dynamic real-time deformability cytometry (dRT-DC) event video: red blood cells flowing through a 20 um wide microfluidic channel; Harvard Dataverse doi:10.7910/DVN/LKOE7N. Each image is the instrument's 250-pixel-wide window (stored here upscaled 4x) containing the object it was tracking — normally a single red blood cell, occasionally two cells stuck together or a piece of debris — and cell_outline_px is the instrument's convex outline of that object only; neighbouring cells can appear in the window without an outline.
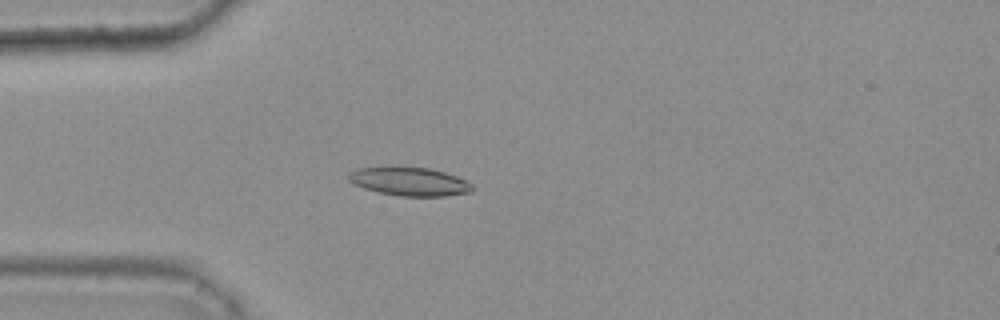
{"species": "common noctule bat (a hibernating species)", "species_latin": "Nyctalus noctula", "temperature_condition": "warm", "stored_images_in_passage": 46, "camera_frame_rate_fps": 3000, "um_per_image_px": 0.085, "animal": {"sex": "female", "body_mass_g": 25.1}, "frame": {"image": 1, "passage_image": 15, "time_ms": 4.667, "image_size_px": [1000, 320], "cell_outline_px": [[476, 188], [472, 192], [444, 196], [400, 196], [380, 192], [364, 188], [348, 180], [348, 176], [352, 172], [360, 168], [428, 168], [444, 172], [456, 176], [472, 184]], "centroid_in_image_um": [34.89, 15.45], "position_along_channel_um": 50.1, "area_um2": 20.0}}
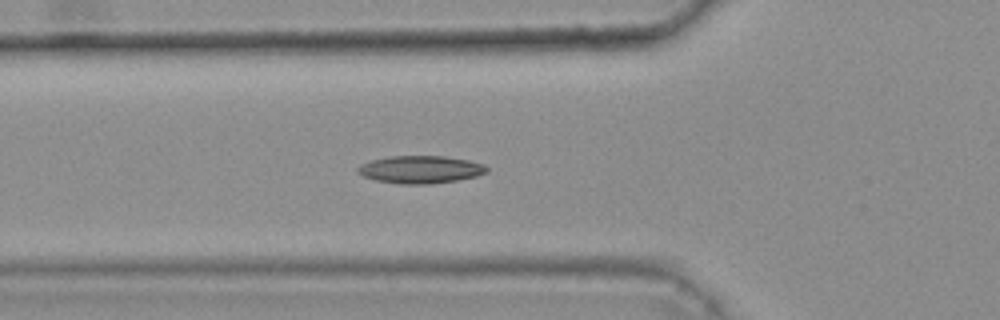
{"frame": {"image": 2, "passage_image": 19, "time_ms": 6.0, "image_size_px": [1000, 320], "cell_outline_px": [[488, 172], [476, 176], [456, 180], [428, 184], [400, 184], [376, 180], [364, 176], [356, 172], [356, 168], [360, 164], [372, 160], [388, 156], [444, 156], [468, 160], [484, 164], [488, 168]], "centroid_in_image_um": [35.72, 14.4], "position_along_channel_um": 90.1, "area_um2": 20.75}}
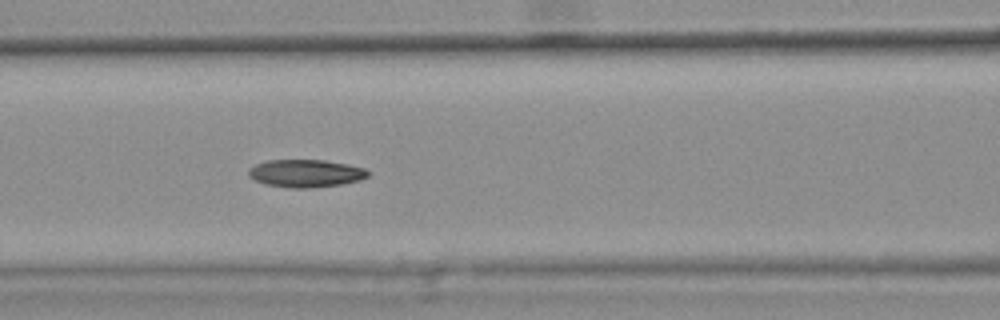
{"frame": {"image": 3, "passage_image": 23, "time_ms": 7.333, "image_size_px": [1000, 320], "cell_outline_px": [[372, 172], [368, 176], [360, 180], [340, 184], [312, 188], [292, 188], [264, 184], [248, 176], [248, 168], [256, 164], [268, 160], [324, 160], [348, 164], [364, 168]], "centroid_in_image_um": [25.99, 14.73], "position_along_channel_um": 140.6, "area_um2": 19.36}, "authors_computed_cell_mechanics": {"area_um2": 19.6231, "velocity_mm_per_s": 3.7636, "shape_relaxation_time_tau1_ms": 9.088, "shape_relaxation_time_tau2_ms": 6.1349, "deformation_change_tau1": 0.203, "deformation_change_tau2": 0.1269}}